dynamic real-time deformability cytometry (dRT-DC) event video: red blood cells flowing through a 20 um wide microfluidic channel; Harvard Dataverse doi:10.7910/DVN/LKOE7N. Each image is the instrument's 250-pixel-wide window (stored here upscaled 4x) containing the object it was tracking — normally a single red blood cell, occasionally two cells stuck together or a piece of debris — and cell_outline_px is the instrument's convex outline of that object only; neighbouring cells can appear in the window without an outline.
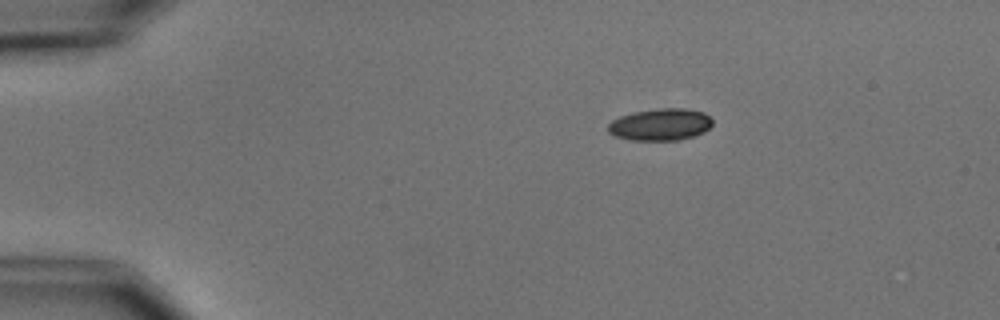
{"species": "common noctule bat (a hibernating species)", "species_latin": "Nyctalus noctula", "temperature_condition": "cold", "stored_images_in_passage": 2, "camera_frame_rate_fps": 3000, "um_per_image_px": 0.085, "animal": {"sex": "male", "body_mass_g": 15.6}, "frame": {"image": 1, "passage_image": 1, "time_ms": 0.0, "image_size_px": [1000, 320], "cell_outline_px": [[712, 124], [704, 132], [680, 140], [632, 140], [616, 136], [608, 132], [608, 124], [612, 120], [620, 116], [632, 112], [660, 108], [688, 108], [704, 112], [712, 120]], "centroid_in_image_um": [56.13, 10.57], "position_along_channel_um": 28.9, "area_um2": 19.48}}